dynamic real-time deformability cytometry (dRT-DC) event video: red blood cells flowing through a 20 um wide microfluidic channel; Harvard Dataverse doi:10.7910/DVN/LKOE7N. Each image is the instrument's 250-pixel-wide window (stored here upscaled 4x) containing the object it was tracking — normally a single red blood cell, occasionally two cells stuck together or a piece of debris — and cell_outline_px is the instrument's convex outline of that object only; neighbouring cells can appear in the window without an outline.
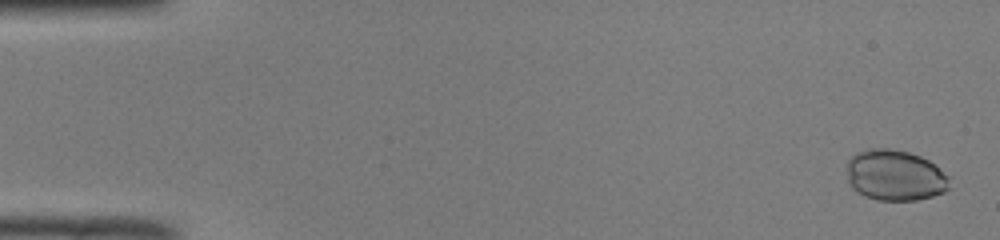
{"species": "common noctule bat (a hibernating species)", "species_latin": "Nyctalus noctula", "temperature_condition": "room temperature", "stored_images_in_passage": 47, "camera_frame_rate_fps": 3000, "um_per_image_px": 0.085, "animal": {"sex": "male", "body_mass_g": 19.0, "forearm_length_mm": 50.8}, "frame": {"image": 1, "passage_image": 2, "time_ms": 0.333, "image_size_px": [1000, 240], "cell_outline_px": [[948, 188], [944, 192], [932, 196], [916, 200], [880, 200], [864, 196], [856, 192], [848, 184], [848, 160], [856, 152], [868, 148], [888, 148], [908, 152], [920, 156], [928, 160], [948, 176]], "centroid_in_image_um": [76.03, 14.9], "position_along_channel_um": 9.0, "area_um2": 30.35}}